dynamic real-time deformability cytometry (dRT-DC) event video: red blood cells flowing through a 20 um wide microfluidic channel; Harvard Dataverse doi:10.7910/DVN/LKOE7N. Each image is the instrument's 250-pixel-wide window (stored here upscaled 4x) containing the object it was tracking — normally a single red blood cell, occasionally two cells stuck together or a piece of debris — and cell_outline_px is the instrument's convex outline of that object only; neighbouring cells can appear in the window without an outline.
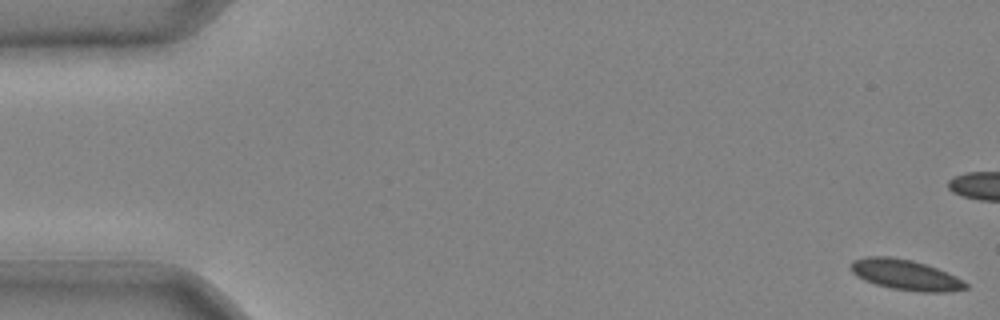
{"species": "common noctule bat (a hibernating species)", "species_latin": "Nyctalus noctula", "temperature_condition": "cold", "stored_images_in_passage": 36, "camera_frame_rate_fps": 3000, "um_per_image_px": 0.085, "animal": {"sex": "male", "body_mass_g": 20.4}, "frame": {"image": 1, "passage_image": 1, "time_ms": 0.0, "image_size_px": [1000, 320], "cell_outline_px": [[968, 288], [952, 292], [920, 292], [892, 288], [876, 284], [864, 280], [856, 276], [852, 272], [852, 260], [864, 256], [888, 256], [912, 260], [936, 268], [956, 276], [968, 284]], "centroid_in_image_um": [76.97, 23.36], "position_along_channel_um": 8.0, "area_um2": 20.35}}
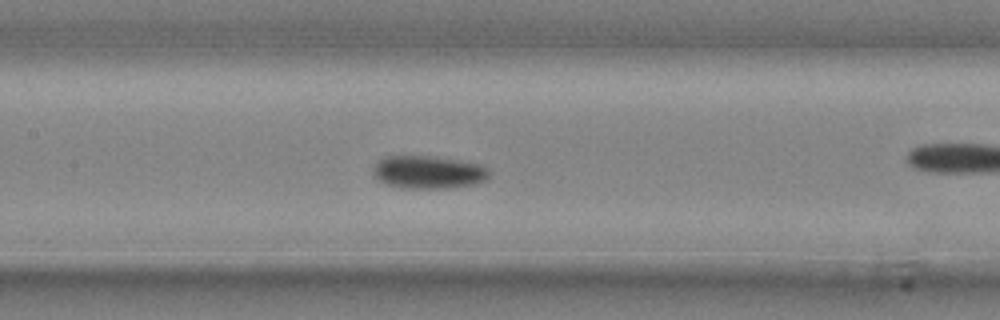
{"frame": {"image": 2, "passage_image": 21, "time_ms": 6.667, "image_size_px": [1000, 320], "cell_outline_px": [[488, 180], [476, 184], [452, 188], [404, 188], [388, 184], [380, 180], [376, 176], [376, 164], [384, 156], [428, 156], [456, 160], [480, 164], [488, 168]], "centroid_in_image_um": [36.49, 14.64], "position_along_channel_um": 170.9, "area_um2": 21.91}}
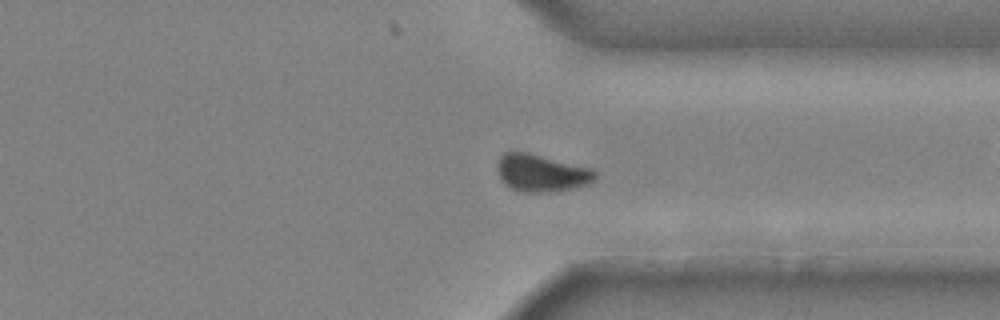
{"frame": {"image": 3, "passage_image": 34, "time_ms": 11.0, "image_size_px": [1000, 320], "cell_outline_px": [[596, 180], [588, 184], [572, 188], [552, 192], [524, 192], [512, 188], [504, 184], [496, 168], [496, 164], [500, 156], [504, 152], [528, 152], [592, 168], [596, 172]], "centroid_in_image_um": [46.02, 14.7], "position_along_channel_um": 365.4, "area_um2": 21.39}}